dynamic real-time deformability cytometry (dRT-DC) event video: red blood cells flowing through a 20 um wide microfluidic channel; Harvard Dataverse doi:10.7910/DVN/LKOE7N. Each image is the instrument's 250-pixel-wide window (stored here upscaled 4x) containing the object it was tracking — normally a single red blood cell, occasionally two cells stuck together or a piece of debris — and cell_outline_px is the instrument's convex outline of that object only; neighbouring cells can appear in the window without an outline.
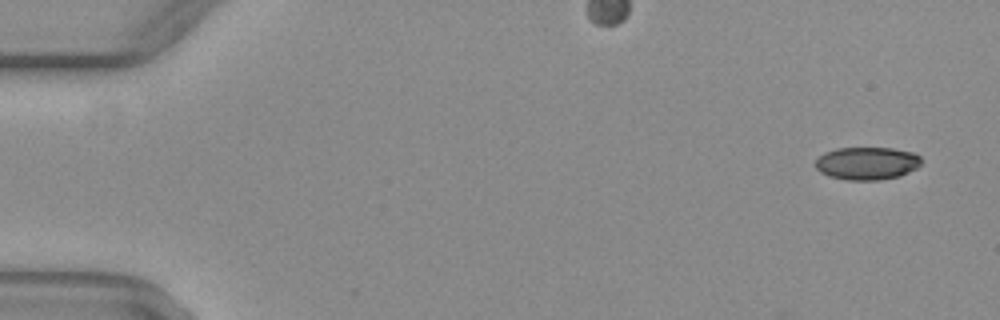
{"species": "common noctule bat (a hibernating species)", "species_latin": "Nyctalus noctula", "temperature_condition": "warm", "stored_images_in_passage": 2, "camera_frame_rate_fps": 3000, "um_per_image_px": 0.085, "animal": {"sex": "female", "body_mass_g": 29.2, "forearm_length_mm": 56.3}, "frame": {"image": 1, "passage_image": 1, "time_ms": 0.0, "image_size_px": [1000, 320], "cell_outline_px": [[920, 164], [916, 168], [900, 176], [876, 180], [848, 180], [828, 176], [820, 172], [816, 168], [816, 160], [824, 152], [836, 148], [892, 148], [912, 152], [920, 156]], "centroid_in_image_um": [73.67, 13.88], "position_along_channel_um": 11.3, "area_um2": 20.17}}